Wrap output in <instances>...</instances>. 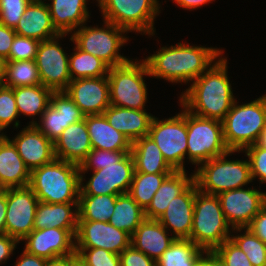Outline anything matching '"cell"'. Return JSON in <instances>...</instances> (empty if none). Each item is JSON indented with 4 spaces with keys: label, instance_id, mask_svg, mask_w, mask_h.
<instances>
[{
    "label": "cell",
    "instance_id": "603a6c76",
    "mask_svg": "<svg viewBox=\"0 0 266 266\" xmlns=\"http://www.w3.org/2000/svg\"><path fill=\"white\" fill-rule=\"evenodd\" d=\"M14 31L18 35L39 41H44L60 34L54 27L48 5L43 0H32L29 3Z\"/></svg>",
    "mask_w": 266,
    "mask_h": 266
},
{
    "label": "cell",
    "instance_id": "ee69618b",
    "mask_svg": "<svg viewBox=\"0 0 266 266\" xmlns=\"http://www.w3.org/2000/svg\"><path fill=\"white\" fill-rule=\"evenodd\" d=\"M239 152H245L248 157L252 180L258 178L260 184L266 183V147L256 143Z\"/></svg>",
    "mask_w": 266,
    "mask_h": 266
},
{
    "label": "cell",
    "instance_id": "7bdbcfd3",
    "mask_svg": "<svg viewBox=\"0 0 266 266\" xmlns=\"http://www.w3.org/2000/svg\"><path fill=\"white\" fill-rule=\"evenodd\" d=\"M76 253L86 266H120V254L103 248H76Z\"/></svg>",
    "mask_w": 266,
    "mask_h": 266
},
{
    "label": "cell",
    "instance_id": "7402d4cb",
    "mask_svg": "<svg viewBox=\"0 0 266 266\" xmlns=\"http://www.w3.org/2000/svg\"><path fill=\"white\" fill-rule=\"evenodd\" d=\"M92 150L91 140L85 120L69 125L54 141L57 159L80 165Z\"/></svg>",
    "mask_w": 266,
    "mask_h": 266
},
{
    "label": "cell",
    "instance_id": "7c38bea8",
    "mask_svg": "<svg viewBox=\"0 0 266 266\" xmlns=\"http://www.w3.org/2000/svg\"><path fill=\"white\" fill-rule=\"evenodd\" d=\"M66 35L69 34H59L40 41L37 48L35 62L41 84L53 92L65 91L72 81L69 72V55L59 43V38H64Z\"/></svg>",
    "mask_w": 266,
    "mask_h": 266
},
{
    "label": "cell",
    "instance_id": "8d00e7d4",
    "mask_svg": "<svg viewBox=\"0 0 266 266\" xmlns=\"http://www.w3.org/2000/svg\"><path fill=\"white\" fill-rule=\"evenodd\" d=\"M2 84L12 88L40 85L35 60L6 61Z\"/></svg>",
    "mask_w": 266,
    "mask_h": 266
},
{
    "label": "cell",
    "instance_id": "836d02e7",
    "mask_svg": "<svg viewBox=\"0 0 266 266\" xmlns=\"http://www.w3.org/2000/svg\"><path fill=\"white\" fill-rule=\"evenodd\" d=\"M145 218V211L126 193L117 196L113 215L108 222L131 236Z\"/></svg>",
    "mask_w": 266,
    "mask_h": 266
},
{
    "label": "cell",
    "instance_id": "ba28073f",
    "mask_svg": "<svg viewBox=\"0 0 266 266\" xmlns=\"http://www.w3.org/2000/svg\"><path fill=\"white\" fill-rule=\"evenodd\" d=\"M103 22L104 28L83 24L72 33L70 40L80 50L100 58L109 67L127 63L130 59L118 51L128 42V37L124 36L128 32L114 23L106 20Z\"/></svg>",
    "mask_w": 266,
    "mask_h": 266
},
{
    "label": "cell",
    "instance_id": "6da1fadb",
    "mask_svg": "<svg viewBox=\"0 0 266 266\" xmlns=\"http://www.w3.org/2000/svg\"><path fill=\"white\" fill-rule=\"evenodd\" d=\"M227 59L220 57L182 92L180 104L190 113L223 121L234 101Z\"/></svg>",
    "mask_w": 266,
    "mask_h": 266
},
{
    "label": "cell",
    "instance_id": "b9f144b4",
    "mask_svg": "<svg viewBox=\"0 0 266 266\" xmlns=\"http://www.w3.org/2000/svg\"><path fill=\"white\" fill-rule=\"evenodd\" d=\"M19 113L12 87L0 84V128L4 130L14 121V128L19 127Z\"/></svg>",
    "mask_w": 266,
    "mask_h": 266
},
{
    "label": "cell",
    "instance_id": "11a10c76",
    "mask_svg": "<svg viewBox=\"0 0 266 266\" xmlns=\"http://www.w3.org/2000/svg\"><path fill=\"white\" fill-rule=\"evenodd\" d=\"M180 7L183 9L191 10V9H196L199 7H202L203 5L207 3H211L214 0H173Z\"/></svg>",
    "mask_w": 266,
    "mask_h": 266
},
{
    "label": "cell",
    "instance_id": "30bf717a",
    "mask_svg": "<svg viewBox=\"0 0 266 266\" xmlns=\"http://www.w3.org/2000/svg\"><path fill=\"white\" fill-rule=\"evenodd\" d=\"M230 150L223 138V124L215 119L196 116L187 111V159L199 167L200 164Z\"/></svg>",
    "mask_w": 266,
    "mask_h": 266
},
{
    "label": "cell",
    "instance_id": "ac0fdd59",
    "mask_svg": "<svg viewBox=\"0 0 266 266\" xmlns=\"http://www.w3.org/2000/svg\"><path fill=\"white\" fill-rule=\"evenodd\" d=\"M76 231L77 229H34L22 240L26 242L24 250L45 259L73 254L76 252Z\"/></svg>",
    "mask_w": 266,
    "mask_h": 266
},
{
    "label": "cell",
    "instance_id": "e575fe53",
    "mask_svg": "<svg viewBox=\"0 0 266 266\" xmlns=\"http://www.w3.org/2000/svg\"><path fill=\"white\" fill-rule=\"evenodd\" d=\"M118 195H79L78 221L108 222Z\"/></svg>",
    "mask_w": 266,
    "mask_h": 266
},
{
    "label": "cell",
    "instance_id": "3957f363",
    "mask_svg": "<svg viewBox=\"0 0 266 266\" xmlns=\"http://www.w3.org/2000/svg\"><path fill=\"white\" fill-rule=\"evenodd\" d=\"M79 165L55 158L31 171L29 187L45 203H78L80 195Z\"/></svg>",
    "mask_w": 266,
    "mask_h": 266
},
{
    "label": "cell",
    "instance_id": "f907efd6",
    "mask_svg": "<svg viewBox=\"0 0 266 266\" xmlns=\"http://www.w3.org/2000/svg\"><path fill=\"white\" fill-rule=\"evenodd\" d=\"M18 243L13 237L7 234H0V264H4L12 256L11 254H13Z\"/></svg>",
    "mask_w": 266,
    "mask_h": 266
},
{
    "label": "cell",
    "instance_id": "d6a6232c",
    "mask_svg": "<svg viewBox=\"0 0 266 266\" xmlns=\"http://www.w3.org/2000/svg\"><path fill=\"white\" fill-rule=\"evenodd\" d=\"M207 253L190 239L175 238L156 261V266H196Z\"/></svg>",
    "mask_w": 266,
    "mask_h": 266
},
{
    "label": "cell",
    "instance_id": "f546056e",
    "mask_svg": "<svg viewBox=\"0 0 266 266\" xmlns=\"http://www.w3.org/2000/svg\"><path fill=\"white\" fill-rule=\"evenodd\" d=\"M194 174L188 177L185 171H174L162 183L156 191L148 208L145 210V216L148 219L158 220L167 209L170 201L180 195L192 182Z\"/></svg>",
    "mask_w": 266,
    "mask_h": 266
},
{
    "label": "cell",
    "instance_id": "7a4b0ae2",
    "mask_svg": "<svg viewBox=\"0 0 266 266\" xmlns=\"http://www.w3.org/2000/svg\"><path fill=\"white\" fill-rule=\"evenodd\" d=\"M219 48L193 46L178 43L143 59L151 77L162 78L171 83L193 82L216 60L223 56Z\"/></svg>",
    "mask_w": 266,
    "mask_h": 266
},
{
    "label": "cell",
    "instance_id": "4dcf8cb0",
    "mask_svg": "<svg viewBox=\"0 0 266 266\" xmlns=\"http://www.w3.org/2000/svg\"><path fill=\"white\" fill-rule=\"evenodd\" d=\"M131 154L134 160V172L147 174L174 172L165 161L159 147L148 135L132 142Z\"/></svg>",
    "mask_w": 266,
    "mask_h": 266
},
{
    "label": "cell",
    "instance_id": "f6af8a7d",
    "mask_svg": "<svg viewBox=\"0 0 266 266\" xmlns=\"http://www.w3.org/2000/svg\"><path fill=\"white\" fill-rule=\"evenodd\" d=\"M40 41L16 34L6 61L35 60Z\"/></svg>",
    "mask_w": 266,
    "mask_h": 266
},
{
    "label": "cell",
    "instance_id": "44dd1931",
    "mask_svg": "<svg viewBox=\"0 0 266 266\" xmlns=\"http://www.w3.org/2000/svg\"><path fill=\"white\" fill-rule=\"evenodd\" d=\"M195 201V181L180 195L170 201L167 209L158 221L171 231L175 238L190 239ZM170 228V229H169Z\"/></svg>",
    "mask_w": 266,
    "mask_h": 266
},
{
    "label": "cell",
    "instance_id": "94428289",
    "mask_svg": "<svg viewBox=\"0 0 266 266\" xmlns=\"http://www.w3.org/2000/svg\"><path fill=\"white\" fill-rule=\"evenodd\" d=\"M3 131L1 128H0V140H2L6 135L4 134V132H1Z\"/></svg>",
    "mask_w": 266,
    "mask_h": 266
},
{
    "label": "cell",
    "instance_id": "ffe728a7",
    "mask_svg": "<svg viewBox=\"0 0 266 266\" xmlns=\"http://www.w3.org/2000/svg\"><path fill=\"white\" fill-rule=\"evenodd\" d=\"M15 136L11 141L30 171L50 163L56 158L54 142L48 139L34 125L24 127Z\"/></svg>",
    "mask_w": 266,
    "mask_h": 266
},
{
    "label": "cell",
    "instance_id": "8992f818",
    "mask_svg": "<svg viewBox=\"0 0 266 266\" xmlns=\"http://www.w3.org/2000/svg\"><path fill=\"white\" fill-rule=\"evenodd\" d=\"M239 151H229L200 164L194 174L197 188L207 194L218 195L222 192L243 188L250 182L249 160H228L227 157Z\"/></svg>",
    "mask_w": 266,
    "mask_h": 266
},
{
    "label": "cell",
    "instance_id": "d6986e66",
    "mask_svg": "<svg viewBox=\"0 0 266 266\" xmlns=\"http://www.w3.org/2000/svg\"><path fill=\"white\" fill-rule=\"evenodd\" d=\"M65 92L86 115H101L110 106L108 76L72 80Z\"/></svg>",
    "mask_w": 266,
    "mask_h": 266
},
{
    "label": "cell",
    "instance_id": "52a82bcc",
    "mask_svg": "<svg viewBox=\"0 0 266 266\" xmlns=\"http://www.w3.org/2000/svg\"><path fill=\"white\" fill-rule=\"evenodd\" d=\"M129 60L110 67L108 71L110 105L146 110L147 85L144 76H150L144 60Z\"/></svg>",
    "mask_w": 266,
    "mask_h": 266
},
{
    "label": "cell",
    "instance_id": "5b68a950",
    "mask_svg": "<svg viewBox=\"0 0 266 266\" xmlns=\"http://www.w3.org/2000/svg\"><path fill=\"white\" fill-rule=\"evenodd\" d=\"M232 227L227 223L217 195L200 191L195 183V201L190 240L211 253L230 239Z\"/></svg>",
    "mask_w": 266,
    "mask_h": 266
},
{
    "label": "cell",
    "instance_id": "9c48e42d",
    "mask_svg": "<svg viewBox=\"0 0 266 266\" xmlns=\"http://www.w3.org/2000/svg\"><path fill=\"white\" fill-rule=\"evenodd\" d=\"M104 20L127 32L155 35L154 20L160 12L159 0H96Z\"/></svg>",
    "mask_w": 266,
    "mask_h": 266
},
{
    "label": "cell",
    "instance_id": "8fae6325",
    "mask_svg": "<svg viewBox=\"0 0 266 266\" xmlns=\"http://www.w3.org/2000/svg\"><path fill=\"white\" fill-rule=\"evenodd\" d=\"M159 120L153 116L148 136L156 143L168 165L174 171H185L187 151V110Z\"/></svg>",
    "mask_w": 266,
    "mask_h": 266
},
{
    "label": "cell",
    "instance_id": "816d5d0a",
    "mask_svg": "<svg viewBox=\"0 0 266 266\" xmlns=\"http://www.w3.org/2000/svg\"><path fill=\"white\" fill-rule=\"evenodd\" d=\"M47 259L32 255L23 250L15 266H45Z\"/></svg>",
    "mask_w": 266,
    "mask_h": 266
},
{
    "label": "cell",
    "instance_id": "bcb514c9",
    "mask_svg": "<svg viewBox=\"0 0 266 266\" xmlns=\"http://www.w3.org/2000/svg\"><path fill=\"white\" fill-rule=\"evenodd\" d=\"M32 0H0V23L15 28Z\"/></svg>",
    "mask_w": 266,
    "mask_h": 266
},
{
    "label": "cell",
    "instance_id": "e0dca14e",
    "mask_svg": "<svg viewBox=\"0 0 266 266\" xmlns=\"http://www.w3.org/2000/svg\"><path fill=\"white\" fill-rule=\"evenodd\" d=\"M85 115L65 91L53 92L50 104L34 126L48 139L55 141L71 124L83 120Z\"/></svg>",
    "mask_w": 266,
    "mask_h": 266
},
{
    "label": "cell",
    "instance_id": "f35d334b",
    "mask_svg": "<svg viewBox=\"0 0 266 266\" xmlns=\"http://www.w3.org/2000/svg\"><path fill=\"white\" fill-rule=\"evenodd\" d=\"M243 234L231 235V239L246 254L252 266H266V244L257 237L248 227L232 228V232H242Z\"/></svg>",
    "mask_w": 266,
    "mask_h": 266
},
{
    "label": "cell",
    "instance_id": "c3c4849f",
    "mask_svg": "<svg viewBox=\"0 0 266 266\" xmlns=\"http://www.w3.org/2000/svg\"><path fill=\"white\" fill-rule=\"evenodd\" d=\"M16 32L14 28L7 27L0 23V56L6 61L9 58L11 44L14 41Z\"/></svg>",
    "mask_w": 266,
    "mask_h": 266
},
{
    "label": "cell",
    "instance_id": "681fc988",
    "mask_svg": "<svg viewBox=\"0 0 266 266\" xmlns=\"http://www.w3.org/2000/svg\"><path fill=\"white\" fill-rule=\"evenodd\" d=\"M248 228L266 244V204L253 218Z\"/></svg>",
    "mask_w": 266,
    "mask_h": 266
},
{
    "label": "cell",
    "instance_id": "74e56055",
    "mask_svg": "<svg viewBox=\"0 0 266 266\" xmlns=\"http://www.w3.org/2000/svg\"><path fill=\"white\" fill-rule=\"evenodd\" d=\"M172 173L147 174L134 172L129 195L145 211L163 181Z\"/></svg>",
    "mask_w": 266,
    "mask_h": 266
},
{
    "label": "cell",
    "instance_id": "484cf974",
    "mask_svg": "<svg viewBox=\"0 0 266 266\" xmlns=\"http://www.w3.org/2000/svg\"><path fill=\"white\" fill-rule=\"evenodd\" d=\"M108 123L134 142L149 134L153 115L137 110L110 105L103 113Z\"/></svg>",
    "mask_w": 266,
    "mask_h": 266
},
{
    "label": "cell",
    "instance_id": "277c9868",
    "mask_svg": "<svg viewBox=\"0 0 266 266\" xmlns=\"http://www.w3.org/2000/svg\"><path fill=\"white\" fill-rule=\"evenodd\" d=\"M234 101L223 124V138L230 151H243L258 143L266 124V94L250 103Z\"/></svg>",
    "mask_w": 266,
    "mask_h": 266
},
{
    "label": "cell",
    "instance_id": "9f6ffc18",
    "mask_svg": "<svg viewBox=\"0 0 266 266\" xmlns=\"http://www.w3.org/2000/svg\"><path fill=\"white\" fill-rule=\"evenodd\" d=\"M196 266H215V257L212 253H207Z\"/></svg>",
    "mask_w": 266,
    "mask_h": 266
},
{
    "label": "cell",
    "instance_id": "6125c7cd",
    "mask_svg": "<svg viewBox=\"0 0 266 266\" xmlns=\"http://www.w3.org/2000/svg\"><path fill=\"white\" fill-rule=\"evenodd\" d=\"M215 266H221L216 258H215Z\"/></svg>",
    "mask_w": 266,
    "mask_h": 266
},
{
    "label": "cell",
    "instance_id": "db71d44e",
    "mask_svg": "<svg viewBox=\"0 0 266 266\" xmlns=\"http://www.w3.org/2000/svg\"><path fill=\"white\" fill-rule=\"evenodd\" d=\"M7 210V189L0 192V234H5V218Z\"/></svg>",
    "mask_w": 266,
    "mask_h": 266
},
{
    "label": "cell",
    "instance_id": "83f0119b",
    "mask_svg": "<svg viewBox=\"0 0 266 266\" xmlns=\"http://www.w3.org/2000/svg\"><path fill=\"white\" fill-rule=\"evenodd\" d=\"M92 149L109 151H131L132 143L120 131L111 126L106 117L101 115H86Z\"/></svg>",
    "mask_w": 266,
    "mask_h": 266
},
{
    "label": "cell",
    "instance_id": "91938a15",
    "mask_svg": "<svg viewBox=\"0 0 266 266\" xmlns=\"http://www.w3.org/2000/svg\"><path fill=\"white\" fill-rule=\"evenodd\" d=\"M73 266H86L80 259Z\"/></svg>",
    "mask_w": 266,
    "mask_h": 266
},
{
    "label": "cell",
    "instance_id": "cb8c5ba5",
    "mask_svg": "<svg viewBox=\"0 0 266 266\" xmlns=\"http://www.w3.org/2000/svg\"><path fill=\"white\" fill-rule=\"evenodd\" d=\"M169 234L158 220L145 218L131 235V245L156 262L175 240Z\"/></svg>",
    "mask_w": 266,
    "mask_h": 266
},
{
    "label": "cell",
    "instance_id": "5bb4252c",
    "mask_svg": "<svg viewBox=\"0 0 266 266\" xmlns=\"http://www.w3.org/2000/svg\"><path fill=\"white\" fill-rule=\"evenodd\" d=\"M39 200L27 187L7 189L5 234L19 243L34 230V218Z\"/></svg>",
    "mask_w": 266,
    "mask_h": 266
},
{
    "label": "cell",
    "instance_id": "d590c367",
    "mask_svg": "<svg viewBox=\"0 0 266 266\" xmlns=\"http://www.w3.org/2000/svg\"><path fill=\"white\" fill-rule=\"evenodd\" d=\"M73 54L69 56L71 80L79 78H97L108 75L109 66L100 58L80 50L74 45Z\"/></svg>",
    "mask_w": 266,
    "mask_h": 266
},
{
    "label": "cell",
    "instance_id": "f1b7e54d",
    "mask_svg": "<svg viewBox=\"0 0 266 266\" xmlns=\"http://www.w3.org/2000/svg\"><path fill=\"white\" fill-rule=\"evenodd\" d=\"M77 223L78 203H45L39 201L34 218V229H77Z\"/></svg>",
    "mask_w": 266,
    "mask_h": 266
},
{
    "label": "cell",
    "instance_id": "7dc6e473",
    "mask_svg": "<svg viewBox=\"0 0 266 266\" xmlns=\"http://www.w3.org/2000/svg\"><path fill=\"white\" fill-rule=\"evenodd\" d=\"M120 266H156V262L130 245L120 253Z\"/></svg>",
    "mask_w": 266,
    "mask_h": 266
},
{
    "label": "cell",
    "instance_id": "9a60e30c",
    "mask_svg": "<svg viewBox=\"0 0 266 266\" xmlns=\"http://www.w3.org/2000/svg\"><path fill=\"white\" fill-rule=\"evenodd\" d=\"M225 219L232 228L248 227L266 204V192L239 188L217 195Z\"/></svg>",
    "mask_w": 266,
    "mask_h": 266
},
{
    "label": "cell",
    "instance_id": "f5cc1de1",
    "mask_svg": "<svg viewBox=\"0 0 266 266\" xmlns=\"http://www.w3.org/2000/svg\"><path fill=\"white\" fill-rule=\"evenodd\" d=\"M78 260V254L75 252L67 256L47 259L45 266H73Z\"/></svg>",
    "mask_w": 266,
    "mask_h": 266
},
{
    "label": "cell",
    "instance_id": "4316f807",
    "mask_svg": "<svg viewBox=\"0 0 266 266\" xmlns=\"http://www.w3.org/2000/svg\"><path fill=\"white\" fill-rule=\"evenodd\" d=\"M49 1V0H48ZM47 3L52 23L60 34H72L90 15L87 0H50Z\"/></svg>",
    "mask_w": 266,
    "mask_h": 266
},
{
    "label": "cell",
    "instance_id": "4fadbf2b",
    "mask_svg": "<svg viewBox=\"0 0 266 266\" xmlns=\"http://www.w3.org/2000/svg\"><path fill=\"white\" fill-rule=\"evenodd\" d=\"M134 160L127 153L119 162L93 171L87 183L80 184V195H122L129 193L134 174Z\"/></svg>",
    "mask_w": 266,
    "mask_h": 266
},
{
    "label": "cell",
    "instance_id": "d4e9b609",
    "mask_svg": "<svg viewBox=\"0 0 266 266\" xmlns=\"http://www.w3.org/2000/svg\"><path fill=\"white\" fill-rule=\"evenodd\" d=\"M30 169L18 154L16 146L6 135L0 140V187L4 189L27 187Z\"/></svg>",
    "mask_w": 266,
    "mask_h": 266
},
{
    "label": "cell",
    "instance_id": "2e32d148",
    "mask_svg": "<svg viewBox=\"0 0 266 266\" xmlns=\"http://www.w3.org/2000/svg\"><path fill=\"white\" fill-rule=\"evenodd\" d=\"M131 245V236L109 222L78 221L75 234L76 248H103L120 254Z\"/></svg>",
    "mask_w": 266,
    "mask_h": 266
},
{
    "label": "cell",
    "instance_id": "680465c9",
    "mask_svg": "<svg viewBox=\"0 0 266 266\" xmlns=\"http://www.w3.org/2000/svg\"><path fill=\"white\" fill-rule=\"evenodd\" d=\"M258 144L263 147H266V124L264 126L263 133L261 134V137L258 141Z\"/></svg>",
    "mask_w": 266,
    "mask_h": 266
},
{
    "label": "cell",
    "instance_id": "ab89813d",
    "mask_svg": "<svg viewBox=\"0 0 266 266\" xmlns=\"http://www.w3.org/2000/svg\"><path fill=\"white\" fill-rule=\"evenodd\" d=\"M127 153L131 151H109L92 149L86 156V158L79 165L81 180H85V173L88 170H99L103 168V165L108 163L119 162Z\"/></svg>",
    "mask_w": 266,
    "mask_h": 266
},
{
    "label": "cell",
    "instance_id": "1f68e13d",
    "mask_svg": "<svg viewBox=\"0 0 266 266\" xmlns=\"http://www.w3.org/2000/svg\"><path fill=\"white\" fill-rule=\"evenodd\" d=\"M14 96L16 100V106L19 113L32 117V121L29 125H34L37 121H34V116L41 117L43 112L50 104L51 94L53 91L42 84L24 87L13 88Z\"/></svg>",
    "mask_w": 266,
    "mask_h": 266
},
{
    "label": "cell",
    "instance_id": "6f0895ef",
    "mask_svg": "<svg viewBox=\"0 0 266 266\" xmlns=\"http://www.w3.org/2000/svg\"><path fill=\"white\" fill-rule=\"evenodd\" d=\"M5 62L6 61L0 56V84H2L4 78Z\"/></svg>",
    "mask_w": 266,
    "mask_h": 266
},
{
    "label": "cell",
    "instance_id": "60d3db41",
    "mask_svg": "<svg viewBox=\"0 0 266 266\" xmlns=\"http://www.w3.org/2000/svg\"><path fill=\"white\" fill-rule=\"evenodd\" d=\"M221 266H252L246 254L230 238L212 252Z\"/></svg>",
    "mask_w": 266,
    "mask_h": 266
}]
</instances>
